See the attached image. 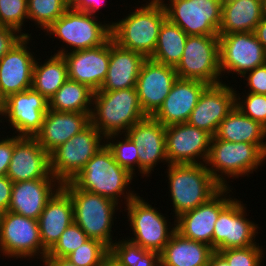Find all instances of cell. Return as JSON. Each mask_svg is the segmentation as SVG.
<instances>
[{"instance_id": "obj_17", "label": "cell", "mask_w": 266, "mask_h": 266, "mask_svg": "<svg viewBox=\"0 0 266 266\" xmlns=\"http://www.w3.org/2000/svg\"><path fill=\"white\" fill-rule=\"evenodd\" d=\"M65 49L61 48L55 54L63 55L66 60L68 78L89 86L93 91L100 90L110 61V38L103 45L91 49L74 52Z\"/></svg>"}, {"instance_id": "obj_40", "label": "cell", "mask_w": 266, "mask_h": 266, "mask_svg": "<svg viewBox=\"0 0 266 266\" xmlns=\"http://www.w3.org/2000/svg\"><path fill=\"white\" fill-rule=\"evenodd\" d=\"M88 239L87 234L73 221L61 234L56 244L47 252L46 257L65 258Z\"/></svg>"}, {"instance_id": "obj_8", "label": "cell", "mask_w": 266, "mask_h": 266, "mask_svg": "<svg viewBox=\"0 0 266 266\" xmlns=\"http://www.w3.org/2000/svg\"><path fill=\"white\" fill-rule=\"evenodd\" d=\"M97 17L67 9L45 30L46 35H55L67 47L70 45V52L101 46L111 37V26L110 23L102 24Z\"/></svg>"}, {"instance_id": "obj_45", "label": "cell", "mask_w": 266, "mask_h": 266, "mask_svg": "<svg viewBox=\"0 0 266 266\" xmlns=\"http://www.w3.org/2000/svg\"><path fill=\"white\" fill-rule=\"evenodd\" d=\"M23 35L16 29L0 26V59L16 44Z\"/></svg>"}, {"instance_id": "obj_22", "label": "cell", "mask_w": 266, "mask_h": 266, "mask_svg": "<svg viewBox=\"0 0 266 266\" xmlns=\"http://www.w3.org/2000/svg\"><path fill=\"white\" fill-rule=\"evenodd\" d=\"M230 192H232L230 186L222 188L206 203L177 217L176 231L190 240L212 247L215 222L218 220L220 211L233 199L230 194L228 196Z\"/></svg>"}, {"instance_id": "obj_24", "label": "cell", "mask_w": 266, "mask_h": 266, "mask_svg": "<svg viewBox=\"0 0 266 266\" xmlns=\"http://www.w3.org/2000/svg\"><path fill=\"white\" fill-rule=\"evenodd\" d=\"M207 83L177 78L162 106L153 117L164 126L187 123Z\"/></svg>"}, {"instance_id": "obj_10", "label": "cell", "mask_w": 266, "mask_h": 266, "mask_svg": "<svg viewBox=\"0 0 266 266\" xmlns=\"http://www.w3.org/2000/svg\"><path fill=\"white\" fill-rule=\"evenodd\" d=\"M175 70L178 78L199 80L208 85L223 82L220 79L219 36H188Z\"/></svg>"}, {"instance_id": "obj_19", "label": "cell", "mask_w": 266, "mask_h": 266, "mask_svg": "<svg viewBox=\"0 0 266 266\" xmlns=\"http://www.w3.org/2000/svg\"><path fill=\"white\" fill-rule=\"evenodd\" d=\"M175 67L147 58L140 69L136 90L146 116H153L162 106L177 79Z\"/></svg>"}, {"instance_id": "obj_6", "label": "cell", "mask_w": 266, "mask_h": 266, "mask_svg": "<svg viewBox=\"0 0 266 266\" xmlns=\"http://www.w3.org/2000/svg\"><path fill=\"white\" fill-rule=\"evenodd\" d=\"M265 160L266 154L256 144L228 142L212 136L205 164L215 180L226 188L229 186L226 176L238 178L247 175L248 177L265 163Z\"/></svg>"}, {"instance_id": "obj_11", "label": "cell", "mask_w": 266, "mask_h": 266, "mask_svg": "<svg viewBox=\"0 0 266 266\" xmlns=\"http://www.w3.org/2000/svg\"><path fill=\"white\" fill-rule=\"evenodd\" d=\"M0 251L8 258L39 256L44 261L48 251L43 247L38 221L10 211L0 213Z\"/></svg>"}, {"instance_id": "obj_46", "label": "cell", "mask_w": 266, "mask_h": 266, "mask_svg": "<svg viewBox=\"0 0 266 266\" xmlns=\"http://www.w3.org/2000/svg\"><path fill=\"white\" fill-rule=\"evenodd\" d=\"M105 0H68V9L77 10L96 16Z\"/></svg>"}, {"instance_id": "obj_5", "label": "cell", "mask_w": 266, "mask_h": 266, "mask_svg": "<svg viewBox=\"0 0 266 266\" xmlns=\"http://www.w3.org/2000/svg\"><path fill=\"white\" fill-rule=\"evenodd\" d=\"M73 203L74 222L87 234L88 238L101 241L108 248L113 240L112 225L118 203L99 194L79 189L72 181L61 186Z\"/></svg>"}, {"instance_id": "obj_50", "label": "cell", "mask_w": 266, "mask_h": 266, "mask_svg": "<svg viewBox=\"0 0 266 266\" xmlns=\"http://www.w3.org/2000/svg\"><path fill=\"white\" fill-rule=\"evenodd\" d=\"M207 266H230L228 262L218 253L214 252Z\"/></svg>"}, {"instance_id": "obj_20", "label": "cell", "mask_w": 266, "mask_h": 266, "mask_svg": "<svg viewBox=\"0 0 266 266\" xmlns=\"http://www.w3.org/2000/svg\"><path fill=\"white\" fill-rule=\"evenodd\" d=\"M31 36H23L0 59V93L9 95L32 88L33 66L36 58L30 52Z\"/></svg>"}, {"instance_id": "obj_53", "label": "cell", "mask_w": 266, "mask_h": 266, "mask_svg": "<svg viewBox=\"0 0 266 266\" xmlns=\"http://www.w3.org/2000/svg\"><path fill=\"white\" fill-rule=\"evenodd\" d=\"M263 17L266 18V0H262Z\"/></svg>"}, {"instance_id": "obj_25", "label": "cell", "mask_w": 266, "mask_h": 266, "mask_svg": "<svg viewBox=\"0 0 266 266\" xmlns=\"http://www.w3.org/2000/svg\"><path fill=\"white\" fill-rule=\"evenodd\" d=\"M61 186L57 179H35L13 183L8 211L38 220L47 201Z\"/></svg>"}, {"instance_id": "obj_30", "label": "cell", "mask_w": 266, "mask_h": 266, "mask_svg": "<svg viewBox=\"0 0 266 266\" xmlns=\"http://www.w3.org/2000/svg\"><path fill=\"white\" fill-rule=\"evenodd\" d=\"M228 142L256 144L266 154V128L235 107L221 121L214 135Z\"/></svg>"}, {"instance_id": "obj_21", "label": "cell", "mask_w": 266, "mask_h": 266, "mask_svg": "<svg viewBox=\"0 0 266 266\" xmlns=\"http://www.w3.org/2000/svg\"><path fill=\"white\" fill-rule=\"evenodd\" d=\"M6 176L13 182L56 179L50 170V154L35 137L16 135V144Z\"/></svg>"}, {"instance_id": "obj_49", "label": "cell", "mask_w": 266, "mask_h": 266, "mask_svg": "<svg viewBox=\"0 0 266 266\" xmlns=\"http://www.w3.org/2000/svg\"><path fill=\"white\" fill-rule=\"evenodd\" d=\"M44 266H76L66 258L46 257L43 261Z\"/></svg>"}, {"instance_id": "obj_38", "label": "cell", "mask_w": 266, "mask_h": 266, "mask_svg": "<svg viewBox=\"0 0 266 266\" xmlns=\"http://www.w3.org/2000/svg\"><path fill=\"white\" fill-rule=\"evenodd\" d=\"M26 19H28L27 0H0V26L14 28L23 36H31L22 32Z\"/></svg>"}, {"instance_id": "obj_7", "label": "cell", "mask_w": 266, "mask_h": 266, "mask_svg": "<svg viewBox=\"0 0 266 266\" xmlns=\"http://www.w3.org/2000/svg\"><path fill=\"white\" fill-rule=\"evenodd\" d=\"M104 139L98 129L90 124L50 153L51 174L61 184L72 181L85 164L105 146Z\"/></svg>"}, {"instance_id": "obj_15", "label": "cell", "mask_w": 266, "mask_h": 266, "mask_svg": "<svg viewBox=\"0 0 266 266\" xmlns=\"http://www.w3.org/2000/svg\"><path fill=\"white\" fill-rule=\"evenodd\" d=\"M211 139L210 133L188 123L166 126L165 143L168 164H201L202 162L205 164ZM201 159L203 161H199Z\"/></svg>"}, {"instance_id": "obj_3", "label": "cell", "mask_w": 266, "mask_h": 266, "mask_svg": "<svg viewBox=\"0 0 266 266\" xmlns=\"http://www.w3.org/2000/svg\"><path fill=\"white\" fill-rule=\"evenodd\" d=\"M167 178L175 219L206 203L223 187L206 164H168Z\"/></svg>"}, {"instance_id": "obj_13", "label": "cell", "mask_w": 266, "mask_h": 266, "mask_svg": "<svg viewBox=\"0 0 266 266\" xmlns=\"http://www.w3.org/2000/svg\"><path fill=\"white\" fill-rule=\"evenodd\" d=\"M218 35L221 75L233 72L243 77L266 63V52L254 32Z\"/></svg>"}, {"instance_id": "obj_52", "label": "cell", "mask_w": 266, "mask_h": 266, "mask_svg": "<svg viewBox=\"0 0 266 266\" xmlns=\"http://www.w3.org/2000/svg\"><path fill=\"white\" fill-rule=\"evenodd\" d=\"M5 99L0 93V111H4Z\"/></svg>"}, {"instance_id": "obj_44", "label": "cell", "mask_w": 266, "mask_h": 266, "mask_svg": "<svg viewBox=\"0 0 266 266\" xmlns=\"http://www.w3.org/2000/svg\"><path fill=\"white\" fill-rule=\"evenodd\" d=\"M15 144L16 135L0 139V177L6 176Z\"/></svg>"}, {"instance_id": "obj_16", "label": "cell", "mask_w": 266, "mask_h": 266, "mask_svg": "<svg viewBox=\"0 0 266 266\" xmlns=\"http://www.w3.org/2000/svg\"><path fill=\"white\" fill-rule=\"evenodd\" d=\"M49 101L33 88L9 95L2 116L18 136L34 137L43 124Z\"/></svg>"}, {"instance_id": "obj_9", "label": "cell", "mask_w": 266, "mask_h": 266, "mask_svg": "<svg viewBox=\"0 0 266 266\" xmlns=\"http://www.w3.org/2000/svg\"><path fill=\"white\" fill-rule=\"evenodd\" d=\"M126 207L129 216L127 221L134 234L133 238L126 239L144 249L161 253L176 231V220L173 222L174 227L173 224L168 227V219L139 195L128 202Z\"/></svg>"}, {"instance_id": "obj_33", "label": "cell", "mask_w": 266, "mask_h": 266, "mask_svg": "<svg viewBox=\"0 0 266 266\" xmlns=\"http://www.w3.org/2000/svg\"><path fill=\"white\" fill-rule=\"evenodd\" d=\"M94 92L89 86L68 78L48 100L49 109L61 112L91 113Z\"/></svg>"}, {"instance_id": "obj_2", "label": "cell", "mask_w": 266, "mask_h": 266, "mask_svg": "<svg viewBox=\"0 0 266 266\" xmlns=\"http://www.w3.org/2000/svg\"><path fill=\"white\" fill-rule=\"evenodd\" d=\"M91 124L104 136L125 134L135 123L146 117L136 87L114 91H95ZM94 108V109H93Z\"/></svg>"}, {"instance_id": "obj_12", "label": "cell", "mask_w": 266, "mask_h": 266, "mask_svg": "<svg viewBox=\"0 0 266 266\" xmlns=\"http://www.w3.org/2000/svg\"><path fill=\"white\" fill-rule=\"evenodd\" d=\"M167 19L188 36H219L222 3L220 0H160ZM169 5V6H168Z\"/></svg>"}, {"instance_id": "obj_47", "label": "cell", "mask_w": 266, "mask_h": 266, "mask_svg": "<svg viewBox=\"0 0 266 266\" xmlns=\"http://www.w3.org/2000/svg\"><path fill=\"white\" fill-rule=\"evenodd\" d=\"M13 182L7 177H0V213L8 211Z\"/></svg>"}, {"instance_id": "obj_43", "label": "cell", "mask_w": 266, "mask_h": 266, "mask_svg": "<svg viewBox=\"0 0 266 266\" xmlns=\"http://www.w3.org/2000/svg\"><path fill=\"white\" fill-rule=\"evenodd\" d=\"M242 78L248 81L246 86L249 93L266 95V63L247 72Z\"/></svg>"}, {"instance_id": "obj_4", "label": "cell", "mask_w": 266, "mask_h": 266, "mask_svg": "<svg viewBox=\"0 0 266 266\" xmlns=\"http://www.w3.org/2000/svg\"><path fill=\"white\" fill-rule=\"evenodd\" d=\"M132 179L133 175L116 163L112 152L105 145L85 164L72 182L79 189L107 197L118 204L123 195L127 204L137 196L134 191L127 189Z\"/></svg>"}, {"instance_id": "obj_36", "label": "cell", "mask_w": 266, "mask_h": 266, "mask_svg": "<svg viewBox=\"0 0 266 266\" xmlns=\"http://www.w3.org/2000/svg\"><path fill=\"white\" fill-rule=\"evenodd\" d=\"M28 19L46 30L68 9V0H27Z\"/></svg>"}, {"instance_id": "obj_39", "label": "cell", "mask_w": 266, "mask_h": 266, "mask_svg": "<svg viewBox=\"0 0 266 266\" xmlns=\"http://www.w3.org/2000/svg\"><path fill=\"white\" fill-rule=\"evenodd\" d=\"M108 254L109 248L105 244L89 238L65 258L76 266H96Z\"/></svg>"}, {"instance_id": "obj_34", "label": "cell", "mask_w": 266, "mask_h": 266, "mask_svg": "<svg viewBox=\"0 0 266 266\" xmlns=\"http://www.w3.org/2000/svg\"><path fill=\"white\" fill-rule=\"evenodd\" d=\"M187 37L179 26L166 19L161 25L157 44L150 59L176 67L181 61Z\"/></svg>"}, {"instance_id": "obj_23", "label": "cell", "mask_w": 266, "mask_h": 266, "mask_svg": "<svg viewBox=\"0 0 266 266\" xmlns=\"http://www.w3.org/2000/svg\"><path fill=\"white\" fill-rule=\"evenodd\" d=\"M165 129L166 126L153 116H146L125 133L138 149L139 172L142 176L149 177L160 161L167 162L168 165Z\"/></svg>"}, {"instance_id": "obj_35", "label": "cell", "mask_w": 266, "mask_h": 266, "mask_svg": "<svg viewBox=\"0 0 266 266\" xmlns=\"http://www.w3.org/2000/svg\"><path fill=\"white\" fill-rule=\"evenodd\" d=\"M109 253L119 266H161L160 253L144 249L126 238L115 241Z\"/></svg>"}, {"instance_id": "obj_28", "label": "cell", "mask_w": 266, "mask_h": 266, "mask_svg": "<svg viewBox=\"0 0 266 266\" xmlns=\"http://www.w3.org/2000/svg\"><path fill=\"white\" fill-rule=\"evenodd\" d=\"M37 221L43 247L49 251L74 221L72 200L62 187L47 201Z\"/></svg>"}, {"instance_id": "obj_41", "label": "cell", "mask_w": 266, "mask_h": 266, "mask_svg": "<svg viewBox=\"0 0 266 266\" xmlns=\"http://www.w3.org/2000/svg\"><path fill=\"white\" fill-rule=\"evenodd\" d=\"M230 266H261L264 251L259 243L246 248H230L217 251Z\"/></svg>"}, {"instance_id": "obj_48", "label": "cell", "mask_w": 266, "mask_h": 266, "mask_svg": "<svg viewBox=\"0 0 266 266\" xmlns=\"http://www.w3.org/2000/svg\"><path fill=\"white\" fill-rule=\"evenodd\" d=\"M254 34L266 52V18L263 17L262 20L257 24Z\"/></svg>"}, {"instance_id": "obj_27", "label": "cell", "mask_w": 266, "mask_h": 266, "mask_svg": "<svg viewBox=\"0 0 266 266\" xmlns=\"http://www.w3.org/2000/svg\"><path fill=\"white\" fill-rule=\"evenodd\" d=\"M147 58L136 51L120 47L110 37V61L105 80L97 91H114L136 87L138 75Z\"/></svg>"}, {"instance_id": "obj_54", "label": "cell", "mask_w": 266, "mask_h": 266, "mask_svg": "<svg viewBox=\"0 0 266 266\" xmlns=\"http://www.w3.org/2000/svg\"><path fill=\"white\" fill-rule=\"evenodd\" d=\"M221 3H231V2H234V1H237V0H220Z\"/></svg>"}, {"instance_id": "obj_31", "label": "cell", "mask_w": 266, "mask_h": 266, "mask_svg": "<svg viewBox=\"0 0 266 266\" xmlns=\"http://www.w3.org/2000/svg\"><path fill=\"white\" fill-rule=\"evenodd\" d=\"M263 18L262 0H237L222 3L218 34L254 32Z\"/></svg>"}, {"instance_id": "obj_1", "label": "cell", "mask_w": 266, "mask_h": 266, "mask_svg": "<svg viewBox=\"0 0 266 266\" xmlns=\"http://www.w3.org/2000/svg\"><path fill=\"white\" fill-rule=\"evenodd\" d=\"M149 1V2H148ZM118 22L110 23L111 37L120 47L139 52L150 58L155 50L159 31L167 19L160 0H148Z\"/></svg>"}, {"instance_id": "obj_37", "label": "cell", "mask_w": 266, "mask_h": 266, "mask_svg": "<svg viewBox=\"0 0 266 266\" xmlns=\"http://www.w3.org/2000/svg\"><path fill=\"white\" fill-rule=\"evenodd\" d=\"M116 136L118 138V134L106 136L105 145L112 152L116 163L127 169L135 177V170H139L138 149L134 142L126 134H124V139L123 137H120L122 138L121 141L116 140ZM114 138L116 142L113 140ZM136 167L138 168L136 169Z\"/></svg>"}, {"instance_id": "obj_42", "label": "cell", "mask_w": 266, "mask_h": 266, "mask_svg": "<svg viewBox=\"0 0 266 266\" xmlns=\"http://www.w3.org/2000/svg\"><path fill=\"white\" fill-rule=\"evenodd\" d=\"M246 94V98L242 96L244 98L242 100L240 93L237 94L236 91L235 105L245 116H248L266 128V95L249 92Z\"/></svg>"}, {"instance_id": "obj_26", "label": "cell", "mask_w": 266, "mask_h": 266, "mask_svg": "<svg viewBox=\"0 0 266 266\" xmlns=\"http://www.w3.org/2000/svg\"><path fill=\"white\" fill-rule=\"evenodd\" d=\"M91 113L61 112L48 109L41 130L34 136L49 154L91 124Z\"/></svg>"}, {"instance_id": "obj_32", "label": "cell", "mask_w": 266, "mask_h": 266, "mask_svg": "<svg viewBox=\"0 0 266 266\" xmlns=\"http://www.w3.org/2000/svg\"><path fill=\"white\" fill-rule=\"evenodd\" d=\"M46 60L43 65L35 60L32 88L49 100L68 79V71L63 55L54 54Z\"/></svg>"}, {"instance_id": "obj_18", "label": "cell", "mask_w": 266, "mask_h": 266, "mask_svg": "<svg viewBox=\"0 0 266 266\" xmlns=\"http://www.w3.org/2000/svg\"><path fill=\"white\" fill-rule=\"evenodd\" d=\"M224 83L208 85L204 89L188 124L215 135L221 121L235 107L236 90Z\"/></svg>"}, {"instance_id": "obj_29", "label": "cell", "mask_w": 266, "mask_h": 266, "mask_svg": "<svg viewBox=\"0 0 266 266\" xmlns=\"http://www.w3.org/2000/svg\"><path fill=\"white\" fill-rule=\"evenodd\" d=\"M214 249L175 231L160 253L161 266H207Z\"/></svg>"}, {"instance_id": "obj_55", "label": "cell", "mask_w": 266, "mask_h": 266, "mask_svg": "<svg viewBox=\"0 0 266 266\" xmlns=\"http://www.w3.org/2000/svg\"><path fill=\"white\" fill-rule=\"evenodd\" d=\"M3 112H4V111H0V118H2ZM0 122L2 123L1 120H0Z\"/></svg>"}, {"instance_id": "obj_51", "label": "cell", "mask_w": 266, "mask_h": 266, "mask_svg": "<svg viewBox=\"0 0 266 266\" xmlns=\"http://www.w3.org/2000/svg\"><path fill=\"white\" fill-rule=\"evenodd\" d=\"M96 266H119L116 260L110 255H106V257Z\"/></svg>"}, {"instance_id": "obj_14", "label": "cell", "mask_w": 266, "mask_h": 266, "mask_svg": "<svg viewBox=\"0 0 266 266\" xmlns=\"http://www.w3.org/2000/svg\"><path fill=\"white\" fill-rule=\"evenodd\" d=\"M245 212L246 206L237 198H233L220 211L212 237V248L215 252L257 244L255 238L258 234V224L247 219Z\"/></svg>"}]
</instances>
